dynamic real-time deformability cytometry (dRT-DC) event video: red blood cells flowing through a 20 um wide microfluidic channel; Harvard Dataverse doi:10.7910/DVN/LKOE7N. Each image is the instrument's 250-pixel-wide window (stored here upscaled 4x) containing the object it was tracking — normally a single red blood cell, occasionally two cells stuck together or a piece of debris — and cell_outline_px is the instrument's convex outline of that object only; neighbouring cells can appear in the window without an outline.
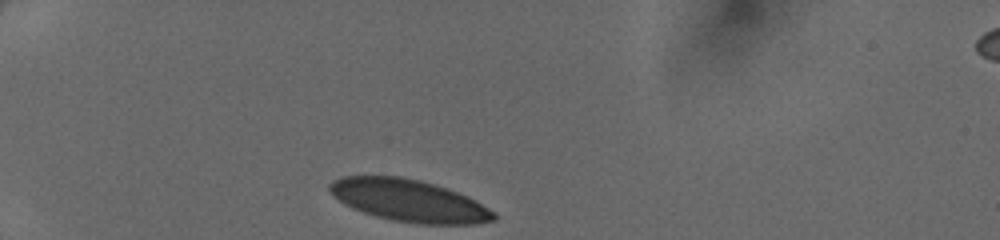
{"species": "human", "species_latin": "Homo sapiens", "temperature_condition": "cold", "stored_images_in_passage": 29, "camera_frame_rate_fps": 3000, "um_per_image_px": 0.085, "donor": {"sex": "female"}, "frame": {"image": 1, "passage_image": 1, "time_ms": 0.0, "image_size_px": [1000, 240], "cell_outline_px": [[496, 220], [476, 224], [416, 224], [392, 220], [376, 216], [352, 208], [344, 204], [332, 196], [328, 192], [328, 184], [332, 180], [340, 176], [400, 176], [420, 180], [456, 192], [496, 212]], "centroid_in_image_um": [34.69, 17.05], "position_along_channel_um": 50.3, "area_um2": 40.17}}
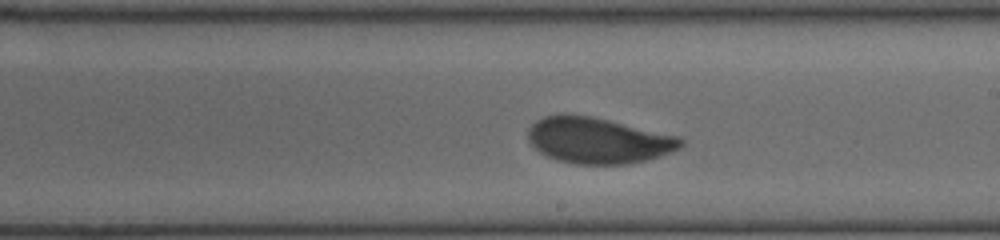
{"frame": {"image": 2, "passage_image": 17, "time_ms": 5.333, "image_size_px": [1000, 240], "cell_outline_px": [[684, 144], [680, 148], [672, 152], [660, 156], [628, 164], [576, 164], [556, 160], [540, 152], [528, 140], [528, 128], [536, 120], [544, 116], [560, 112], [592, 116], [676, 136], [684, 140]], "centroid_in_image_um": [50.8, 11.92], "position_along_channel_um": 238.2, "area_um2": 40.98}}
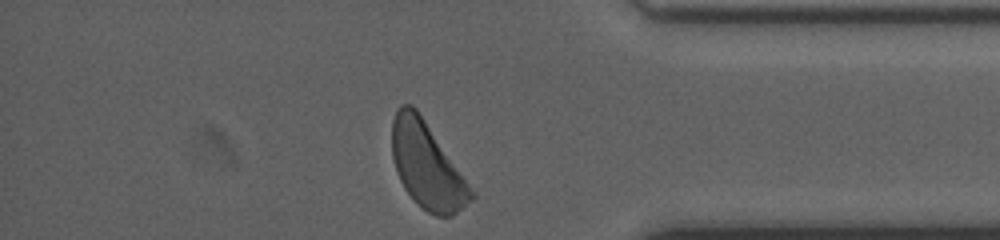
{"frame": {"image": 3, "passage_image": 29, "time_ms": 9.333, "image_size_px": [1000, 240], "cell_outline_px": [[476, 196], [472, 200], [452, 216], [436, 216], [428, 212], [404, 188], [400, 180], [392, 156], [392, 120], [396, 108], [400, 104], [412, 104], [416, 108]], "centroid_in_image_um": [36.25, 14.05], "position_along_channel_um": 398.9, "area_um2": 38.49}}